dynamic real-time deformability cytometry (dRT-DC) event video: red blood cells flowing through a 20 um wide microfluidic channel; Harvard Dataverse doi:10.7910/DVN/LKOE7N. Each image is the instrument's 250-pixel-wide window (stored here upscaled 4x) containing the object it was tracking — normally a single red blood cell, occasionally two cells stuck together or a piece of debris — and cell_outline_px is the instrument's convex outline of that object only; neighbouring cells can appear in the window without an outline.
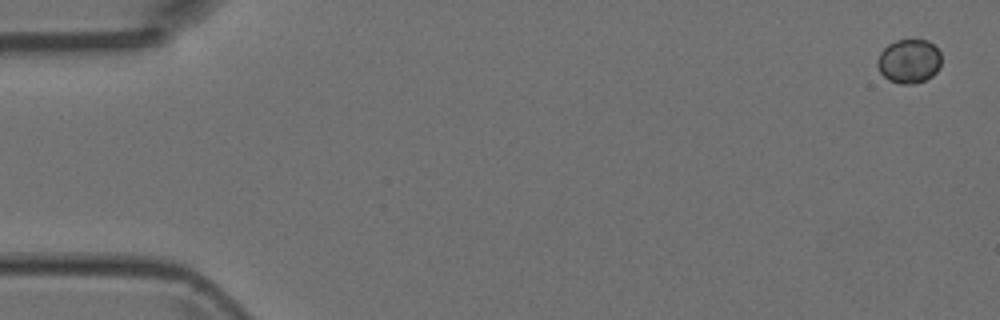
{"species": "Egyptian fruit bat (a non-hibernating species)", "species_latin": "Rousettus aegyptiacus", "temperature_condition": "room temperature", "stored_images_in_passage": 6, "camera_frame_rate_fps": 3000, "um_per_image_px": 0.085, "animal": {"sex": "female"}, "frame": {"image": 1, "passage_image": 1, "time_ms": 0.0, "image_size_px": [1000, 320], "cell_outline_px": [[940, 68], [932, 76], [924, 80], [912, 84], [900, 84], [888, 80], [880, 72], [876, 64], [876, 60], [880, 52], [888, 44], [896, 40], [928, 40], [940, 52]], "centroid_in_image_um": [77.24, 5.2], "position_along_channel_um": 7.8, "area_um2": 16.47}}
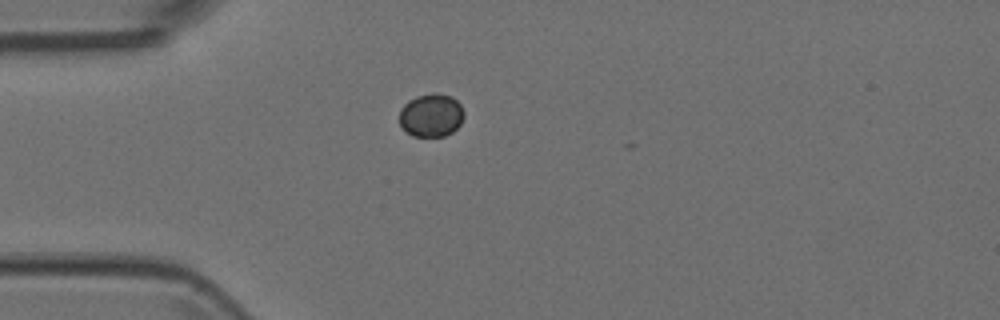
{"frame": {"image": 2, "passage_image": 4, "time_ms": 1.0, "image_size_px": [1000, 320], "cell_outline_px": [[464, 116], [460, 124], [452, 132], [444, 136], [412, 136], [400, 124], [400, 108], [408, 100], [416, 96], [432, 92], [436, 92], [452, 96], [460, 104], [464, 112]], "centroid_in_image_um": [36.66, 9.77], "position_along_channel_um": 48.3, "area_um2": 16.36}}
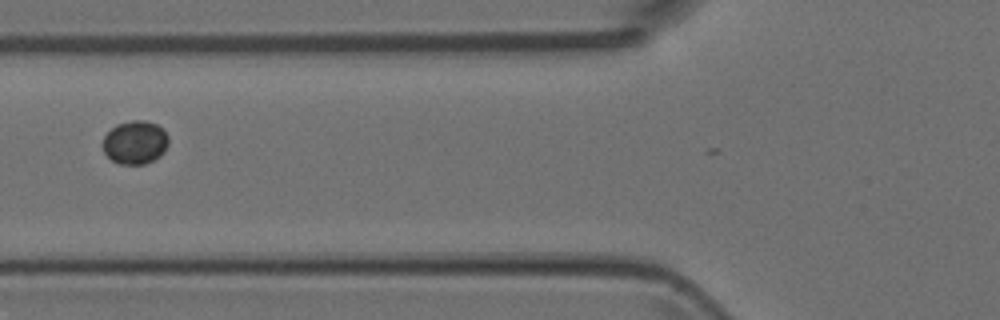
{"frame": {"image": 3, "passage_image": 6, "time_ms": 1.667, "image_size_px": [1000, 320], "cell_outline_px": [[168, 144], [164, 152], [160, 156], [144, 164], [120, 164], [112, 160], [104, 152], [104, 136], [116, 124], [132, 120], [144, 120], [156, 124], [168, 136]], "centroid_in_image_um": [11.49, 12.1], "position_along_channel_um": 114.3, "area_um2": 16.42}}